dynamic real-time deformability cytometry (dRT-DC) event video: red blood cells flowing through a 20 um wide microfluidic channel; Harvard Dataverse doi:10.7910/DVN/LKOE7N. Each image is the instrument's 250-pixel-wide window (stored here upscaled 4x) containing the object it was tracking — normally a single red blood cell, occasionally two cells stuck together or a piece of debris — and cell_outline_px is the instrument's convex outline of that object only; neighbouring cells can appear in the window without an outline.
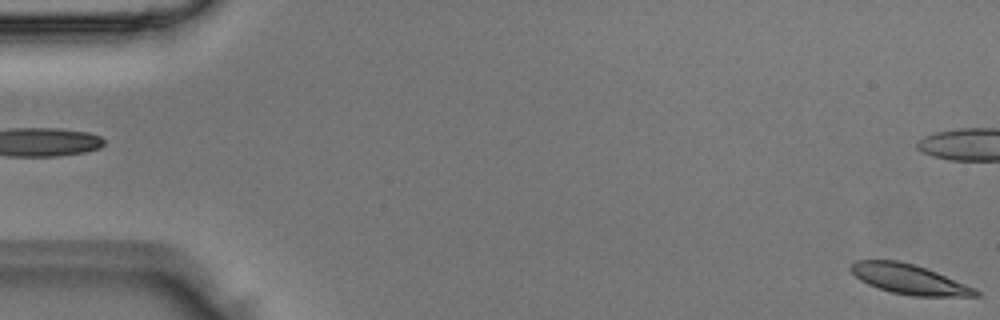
{"species": "Egyptian fruit bat (a non-hibernating species)", "species_latin": "Rousettus aegyptiacus", "temperature_condition": "room temperature", "stored_images_in_passage": 4, "segment_of_instrument_passage": [2, 2], "camera_frame_rate_fps": 3000, "um_per_image_px": 0.085, "animal": {"sex": "male"}, "frame": {"image": 1, "passage_image": 4, "time_ms": 1.0, "image_size_px": [1000, 320], "cell_outline_px": [[980, 296], [912, 296], [892, 292], [868, 284], [860, 280], [848, 268], [856, 260], [900, 260], [916, 264], [976, 288], [980, 292]], "centroid_in_image_um": [77.28, 23.72], "position_along_channel_um": 7.7, "area_um2": 21.68}}